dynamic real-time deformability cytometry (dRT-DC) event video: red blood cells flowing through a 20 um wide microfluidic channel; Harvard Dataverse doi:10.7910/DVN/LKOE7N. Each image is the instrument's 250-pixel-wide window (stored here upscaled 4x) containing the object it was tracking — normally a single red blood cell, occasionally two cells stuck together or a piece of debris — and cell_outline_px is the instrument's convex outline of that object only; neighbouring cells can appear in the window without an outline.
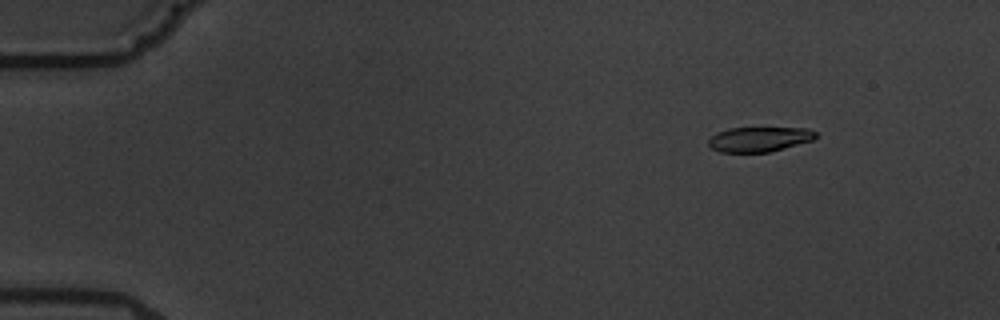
{"species": "common noctule bat (a hibernating species)", "species_latin": "Nyctalus noctula", "temperature_condition": "warm", "stored_images_in_passage": 6, "camera_frame_rate_fps": 3000, "um_per_image_px": 0.085, "animal": {"sex": "male", "body_mass_g": 19.5, "forearm_length_mm": 54.6}, "frame": {"image": 1, "passage_image": 3, "time_ms": 2.333, "image_size_px": [1000, 320], "cell_outline_px": [[816, 136], [812, 140], [784, 148], [768, 152], [720, 152], [712, 148], [708, 144], [708, 140], [716, 132], [728, 128], [808, 128], [816, 132]], "centroid_in_image_um": [64.51, 11.83], "position_along_channel_um": 20.5, "area_um2": 15.43}}
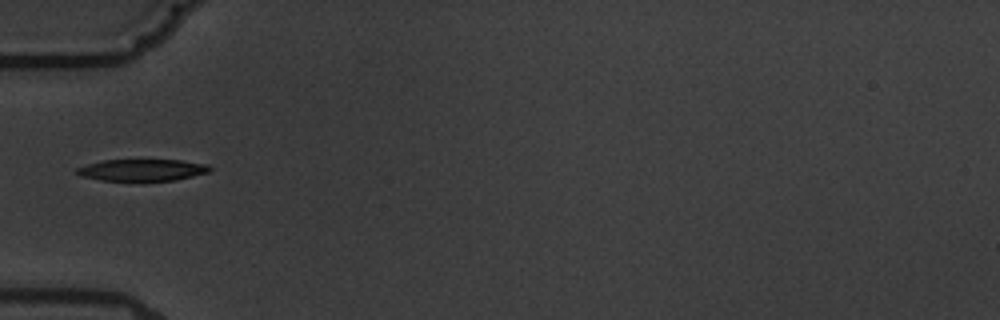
{"frame": {"image": 2, "passage_image": 6, "time_ms": 6.667, "image_size_px": [1000, 320], "cell_outline_px": [[212, 168], [208, 172], [176, 180], [144, 184], [100, 180], [80, 176], [72, 172], [76, 168], [88, 164], [104, 160], [180, 160], [208, 164]], "centroid_in_image_um": [12.04, 14.5], "position_along_channel_um": 73.0, "area_um2": 17.86}}